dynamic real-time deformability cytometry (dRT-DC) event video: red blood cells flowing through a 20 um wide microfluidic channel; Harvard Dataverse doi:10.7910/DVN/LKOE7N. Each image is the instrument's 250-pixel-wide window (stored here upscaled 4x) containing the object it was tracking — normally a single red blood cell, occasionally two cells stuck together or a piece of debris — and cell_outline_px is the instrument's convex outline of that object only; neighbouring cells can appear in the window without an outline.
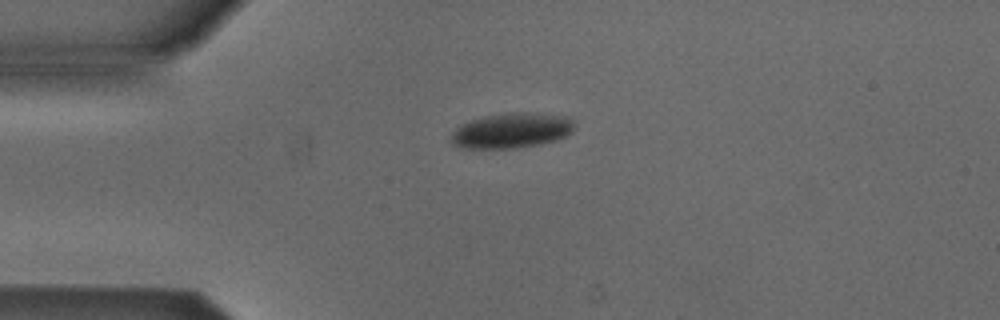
{"species": "Egyptian fruit bat (a non-hibernating species)", "species_latin": "Rousettus aegyptiacus", "temperature_condition": "cold", "stored_images_in_passage": 2, "camera_frame_rate_fps": 3000, "um_per_image_px": 0.085, "animal": {"sex": "male"}, "frame": {"image": 1, "passage_image": 1, "time_ms": 0.0, "image_size_px": [1000, 320], "cell_outline_px": [[572, 132], [556, 140], [540, 144], [512, 148], [460, 148], [452, 144], [448, 140], [448, 136], [460, 124], [484, 116], [508, 112], [532, 112], [572, 116]], "centroid_in_image_um": [43.44, 11.08], "position_along_channel_um": 41.6, "area_um2": 25.61}}